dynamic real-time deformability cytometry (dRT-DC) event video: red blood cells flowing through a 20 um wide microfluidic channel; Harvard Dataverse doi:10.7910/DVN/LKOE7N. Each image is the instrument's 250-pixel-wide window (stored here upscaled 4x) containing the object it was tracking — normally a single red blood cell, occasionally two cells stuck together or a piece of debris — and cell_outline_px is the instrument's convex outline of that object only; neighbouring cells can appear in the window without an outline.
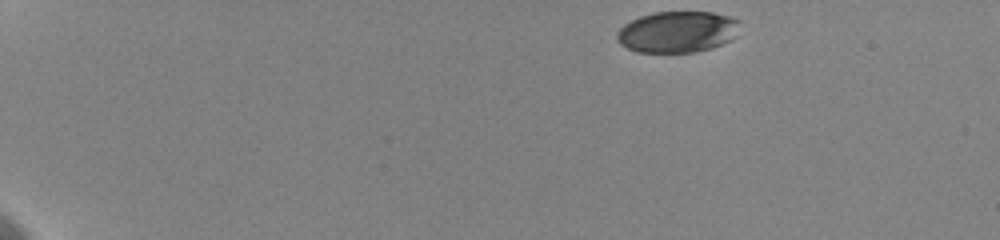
{"species": "human", "species_latin": "Homo sapiens", "temperature_condition": "cold", "stored_images_in_passage": 41, "camera_frame_rate_fps": 3000, "um_per_image_px": 0.085, "donor": {"sex": "female"}, "frame": {"image": 1, "passage_image": 1, "time_ms": 0.0, "image_size_px": [1000, 240], "cell_outline_px": [[740, 20], [732, 40], [712, 48], [696, 52], [636, 52], [620, 44], [616, 36], [616, 32], [624, 24], [640, 16], [656, 12], [712, 12], [728, 16]], "centroid_in_image_um": [57.56, 2.71], "position_along_channel_um": 27.4, "area_um2": 29.54}}
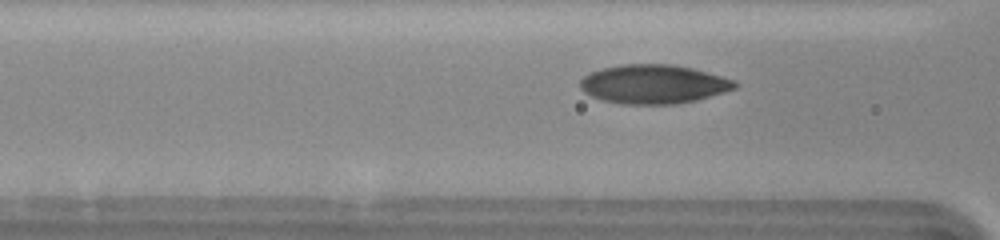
{"frame": {"image": 2, "passage_image": 17, "time_ms": 5.667, "image_size_px": [1000, 240], "cell_outline_px": [[736, 88], [696, 100], [676, 104], [620, 104], [604, 100], [592, 96], [584, 92], [580, 88], [580, 80], [584, 76], [600, 68], [620, 64], [672, 64], [692, 68], [736, 80]], "centroid_in_image_um": [55.53, 7.15], "position_along_channel_um": 111.1, "area_um2": 35.08}}
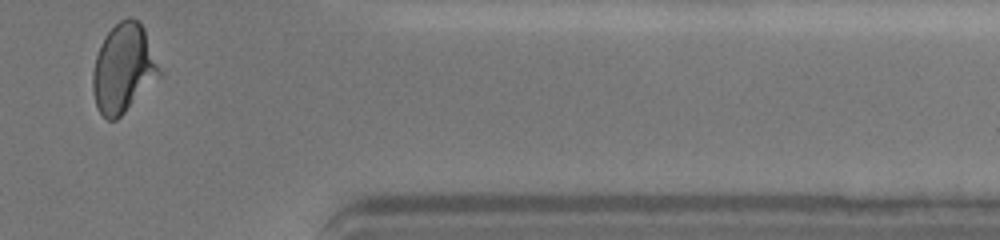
{"frame": {"image": 3, "passage_image": 41, "time_ms": 14.0, "image_size_px": [1000, 240], "cell_outline_px": [[160, 76], [116, 120], [108, 120], [96, 108], [92, 92], [92, 72], [96, 56], [100, 44], [104, 36], [120, 20], [128, 16], [132, 16], [140, 20], [144, 28], [160, 68]], "centroid_in_image_um": [10.46, 5.78], "position_along_channel_um": 400.9, "area_um2": 34.39}, "authors_computed_cell_mechanics": {"area_um2": 33.4662, "velocity_mm_per_s": 3.6202, "shape_relaxation_time_tau1_ms": 6.4808, "shape_relaxation_time_tau2_ms": 0.9069, "deformation_change_tau1": 0.1716, "deformation_change_tau2": 0.0525}}